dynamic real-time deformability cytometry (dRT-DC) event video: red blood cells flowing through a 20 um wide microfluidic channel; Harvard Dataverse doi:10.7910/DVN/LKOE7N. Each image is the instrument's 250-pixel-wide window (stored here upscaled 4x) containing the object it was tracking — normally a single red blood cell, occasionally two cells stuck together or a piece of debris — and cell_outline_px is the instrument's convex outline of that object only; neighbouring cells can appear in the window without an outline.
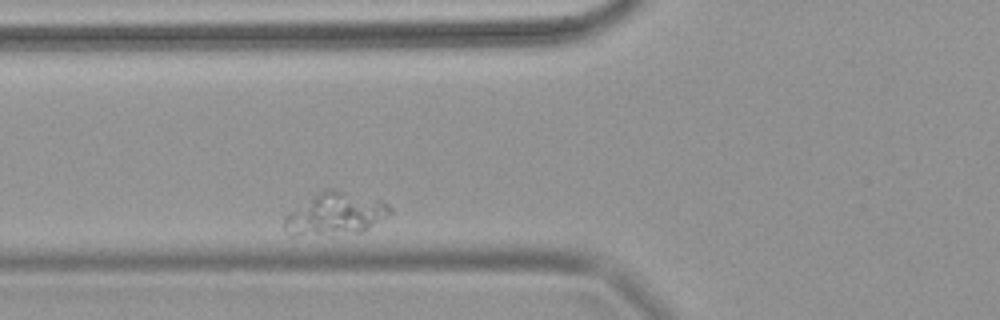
{"species": "common noctule bat (a hibernating species)", "species_latin": "Nyctalus noctula", "temperature_condition": "warm", "stored_images_in_passage": 4, "camera_frame_rate_fps": 3000, "um_per_image_px": 0.085, "animal": {"sex": "female", "body_mass_g": 18.4}, "frame": {"image": 1, "passage_image": 4, "time_ms": 1.0, "image_size_px": [1000, 320], "cell_outline_px": [[392, 212], [368, 228], [360, 232], [296, 236], [292, 236], [284, 228], [284, 216], [324, 188], [332, 188], [384, 200], [392, 208]], "centroid_in_image_um": [28.51, 18.16], "position_along_channel_um": 97.3, "area_um2": 25.95}}